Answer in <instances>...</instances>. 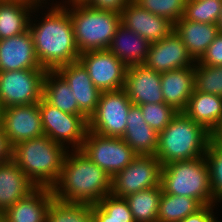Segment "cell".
<instances>
[{
  "label": "cell",
  "mask_w": 222,
  "mask_h": 222,
  "mask_svg": "<svg viewBox=\"0 0 222 222\" xmlns=\"http://www.w3.org/2000/svg\"><path fill=\"white\" fill-rule=\"evenodd\" d=\"M211 182L213 200L215 204L222 203V147L212 139L208 144L204 155Z\"/></svg>",
  "instance_id": "obj_34"
},
{
  "label": "cell",
  "mask_w": 222,
  "mask_h": 222,
  "mask_svg": "<svg viewBox=\"0 0 222 222\" xmlns=\"http://www.w3.org/2000/svg\"><path fill=\"white\" fill-rule=\"evenodd\" d=\"M161 185L132 193L125 198L135 222H158Z\"/></svg>",
  "instance_id": "obj_28"
},
{
  "label": "cell",
  "mask_w": 222,
  "mask_h": 222,
  "mask_svg": "<svg viewBox=\"0 0 222 222\" xmlns=\"http://www.w3.org/2000/svg\"><path fill=\"white\" fill-rule=\"evenodd\" d=\"M162 191L197 199L202 205L213 200L209 169L205 157L167 163L162 167Z\"/></svg>",
  "instance_id": "obj_6"
},
{
  "label": "cell",
  "mask_w": 222,
  "mask_h": 222,
  "mask_svg": "<svg viewBox=\"0 0 222 222\" xmlns=\"http://www.w3.org/2000/svg\"><path fill=\"white\" fill-rule=\"evenodd\" d=\"M146 123L156 132H161L178 113L166 103H147L139 105Z\"/></svg>",
  "instance_id": "obj_36"
},
{
  "label": "cell",
  "mask_w": 222,
  "mask_h": 222,
  "mask_svg": "<svg viewBox=\"0 0 222 222\" xmlns=\"http://www.w3.org/2000/svg\"><path fill=\"white\" fill-rule=\"evenodd\" d=\"M222 0H187L183 18L189 21L217 24Z\"/></svg>",
  "instance_id": "obj_32"
},
{
  "label": "cell",
  "mask_w": 222,
  "mask_h": 222,
  "mask_svg": "<svg viewBox=\"0 0 222 222\" xmlns=\"http://www.w3.org/2000/svg\"><path fill=\"white\" fill-rule=\"evenodd\" d=\"M43 68L36 57L30 31L0 40V72Z\"/></svg>",
  "instance_id": "obj_17"
},
{
  "label": "cell",
  "mask_w": 222,
  "mask_h": 222,
  "mask_svg": "<svg viewBox=\"0 0 222 222\" xmlns=\"http://www.w3.org/2000/svg\"><path fill=\"white\" fill-rule=\"evenodd\" d=\"M121 24L142 36L150 43L167 37L174 30L168 18L154 15L131 0L121 11Z\"/></svg>",
  "instance_id": "obj_15"
},
{
  "label": "cell",
  "mask_w": 222,
  "mask_h": 222,
  "mask_svg": "<svg viewBox=\"0 0 222 222\" xmlns=\"http://www.w3.org/2000/svg\"><path fill=\"white\" fill-rule=\"evenodd\" d=\"M194 90L222 96V66H209L196 61Z\"/></svg>",
  "instance_id": "obj_33"
},
{
  "label": "cell",
  "mask_w": 222,
  "mask_h": 222,
  "mask_svg": "<svg viewBox=\"0 0 222 222\" xmlns=\"http://www.w3.org/2000/svg\"><path fill=\"white\" fill-rule=\"evenodd\" d=\"M78 61L100 92L124 88L127 67L108 49L80 53Z\"/></svg>",
  "instance_id": "obj_12"
},
{
  "label": "cell",
  "mask_w": 222,
  "mask_h": 222,
  "mask_svg": "<svg viewBox=\"0 0 222 222\" xmlns=\"http://www.w3.org/2000/svg\"><path fill=\"white\" fill-rule=\"evenodd\" d=\"M212 140L219 146L222 147V122L218 128L212 133Z\"/></svg>",
  "instance_id": "obj_41"
},
{
  "label": "cell",
  "mask_w": 222,
  "mask_h": 222,
  "mask_svg": "<svg viewBox=\"0 0 222 222\" xmlns=\"http://www.w3.org/2000/svg\"><path fill=\"white\" fill-rule=\"evenodd\" d=\"M48 1L50 0H41L34 8L29 31L41 67L46 70H56L62 65L78 61L80 52L76 46L68 9L64 5L54 3V0L52 3ZM39 9L45 11L41 13V18L35 14L39 13Z\"/></svg>",
  "instance_id": "obj_1"
},
{
  "label": "cell",
  "mask_w": 222,
  "mask_h": 222,
  "mask_svg": "<svg viewBox=\"0 0 222 222\" xmlns=\"http://www.w3.org/2000/svg\"><path fill=\"white\" fill-rule=\"evenodd\" d=\"M217 26L219 29V33H222V9H221V13L219 15L218 21H217Z\"/></svg>",
  "instance_id": "obj_43"
},
{
  "label": "cell",
  "mask_w": 222,
  "mask_h": 222,
  "mask_svg": "<svg viewBox=\"0 0 222 222\" xmlns=\"http://www.w3.org/2000/svg\"><path fill=\"white\" fill-rule=\"evenodd\" d=\"M195 63L181 37L173 30L164 39L151 43L143 64L158 73H164L183 67H194Z\"/></svg>",
  "instance_id": "obj_14"
},
{
  "label": "cell",
  "mask_w": 222,
  "mask_h": 222,
  "mask_svg": "<svg viewBox=\"0 0 222 222\" xmlns=\"http://www.w3.org/2000/svg\"><path fill=\"white\" fill-rule=\"evenodd\" d=\"M203 205L194 198L167 194L162 191L158 222H180Z\"/></svg>",
  "instance_id": "obj_29"
},
{
  "label": "cell",
  "mask_w": 222,
  "mask_h": 222,
  "mask_svg": "<svg viewBox=\"0 0 222 222\" xmlns=\"http://www.w3.org/2000/svg\"><path fill=\"white\" fill-rule=\"evenodd\" d=\"M43 97L63 112L85 115L78 106L69 84L56 70H47L43 80Z\"/></svg>",
  "instance_id": "obj_27"
},
{
  "label": "cell",
  "mask_w": 222,
  "mask_h": 222,
  "mask_svg": "<svg viewBox=\"0 0 222 222\" xmlns=\"http://www.w3.org/2000/svg\"><path fill=\"white\" fill-rule=\"evenodd\" d=\"M12 150L13 147L8 141L2 126H0V163L12 160Z\"/></svg>",
  "instance_id": "obj_40"
},
{
  "label": "cell",
  "mask_w": 222,
  "mask_h": 222,
  "mask_svg": "<svg viewBox=\"0 0 222 222\" xmlns=\"http://www.w3.org/2000/svg\"><path fill=\"white\" fill-rule=\"evenodd\" d=\"M122 139L138 155H155L158 148V132L144 120L140 106L131 105Z\"/></svg>",
  "instance_id": "obj_23"
},
{
  "label": "cell",
  "mask_w": 222,
  "mask_h": 222,
  "mask_svg": "<svg viewBox=\"0 0 222 222\" xmlns=\"http://www.w3.org/2000/svg\"><path fill=\"white\" fill-rule=\"evenodd\" d=\"M198 62L203 65L222 66V33L216 36Z\"/></svg>",
  "instance_id": "obj_37"
},
{
  "label": "cell",
  "mask_w": 222,
  "mask_h": 222,
  "mask_svg": "<svg viewBox=\"0 0 222 222\" xmlns=\"http://www.w3.org/2000/svg\"><path fill=\"white\" fill-rule=\"evenodd\" d=\"M132 104L124 88L101 92L96 109L88 118V130L101 136L122 138Z\"/></svg>",
  "instance_id": "obj_8"
},
{
  "label": "cell",
  "mask_w": 222,
  "mask_h": 222,
  "mask_svg": "<svg viewBox=\"0 0 222 222\" xmlns=\"http://www.w3.org/2000/svg\"><path fill=\"white\" fill-rule=\"evenodd\" d=\"M64 1V2H63ZM85 0H62L61 2L56 1L57 3L61 4V5H66V4H70V3H76V2H84Z\"/></svg>",
  "instance_id": "obj_42"
},
{
  "label": "cell",
  "mask_w": 222,
  "mask_h": 222,
  "mask_svg": "<svg viewBox=\"0 0 222 222\" xmlns=\"http://www.w3.org/2000/svg\"><path fill=\"white\" fill-rule=\"evenodd\" d=\"M183 112L212 134L222 122V96L194 90Z\"/></svg>",
  "instance_id": "obj_26"
},
{
  "label": "cell",
  "mask_w": 222,
  "mask_h": 222,
  "mask_svg": "<svg viewBox=\"0 0 222 222\" xmlns=\"http://www.w3.org/2000/svg\"><path fill=\"white\" fill-rule=\"evenodd\" d=\"M215 208H217V205H203L199 210L188 215L180 222H215L218 218L214 212Z\"/></svg>",
  "instance_id": "obj_39"
},
{
  "label": "cell",
  "mask_w": 222,
  "mask_h": 222,
  "mask_svg": "<svg viewBox=\"0 0 222 222\" xmlns=\"http://www.w3.org/2000/svg\"><path fill=\"white\" fill-rule=\"evenodd\" d=\"M162 167L155 155H138L112 177L110 194L124 198L132 193L160 186Z\"/></svg>",
  "instance_id": "obj_11"
},
{
  "label": "cell",
  "mask_w": 222,
  "mask_h": 222,
  "mask_svg": "<svg viewBox=\"0 0 222 222\" xmlns=\"http://www.w3.org/2000/svg\"><path fill=\"white\" fill-rule=\"evenodd\" d=\"M53 199L51 188H36L26 198L10 206L0 217L5 222H46Z\"/></svg>",
  "instance_id": "obj_19"
},
{
  "label": "cell",
  "mask_w": 222,
  "mask_h": 222,
  "mask_svg": "<svg viewBox=\"0 0 222 222\" xmlns=\"http://www.w3.org/2000/svg\"><path fill=\"white\" fill-rule=\"evenodd\" d=\"M46 69L0 72V107L38 103L43 97Z\"/></svg>",
  "instance_id": "obj_10"
},
{
  "label": "cell",
  "mask_w": 222,
  "mask_h": 222,
  "mask_svg": "<svg viewBox=\"0 0 222 222\" xmlns=\"http://www.w3.org/2000/svg\"><path fill=\"white\" fill-rule=\"evenodd\" d=\"M164 103L183 112L194 91V67H183L161 73Z\"/></svg>",
  "instance_id": "obj_21"
},
{
  "label": "cell",
  "mask_w": 222,
  "mask_h": 222,
  "mask_svg": "<svg viewBox=\"0 0 222 222\" xmlns=\"http://www.w3.org/2000/svg\"><path fill=\"white\" fill-rule=\"evenodd\" d=\"M154 15L168 18L174 24L184 16L187 0H133Z\"/></svg>",
  "instance_id": "obj_35"
},
{
  "label": "cell",
  "mask_w": 222,
  "mask_h": 222,
  "mask_svg": "<svg viewBox=\"0 0 222 222\" xmlns=\"http://www.w3.org/2000/svg\"><path fill=\"white\" fill-rule=\"evenodd\" d=\"M1 107H0V126H1Z\"/></svg>",
  "instance_id": "obj_44"
},
{
  "label": "cell",
  "mask_w": 222,
  "mask_h": 222,
  "mask_svg": "<svg viewBox=\"0 0 222 222\" xmlns=\"http://www.w3.org/2000/svg\"><path fill=\"white\" fill-rule=\"evenodd\" d=\"M41 0H0V40L29 30L32 12Z\"/></svg>",
  "instance_id": "obj_24"
},
{
  "label": "cell",
  "mask_w": 222,
  "mask_h": 222,
  "mask_svg": "<svg viewBox=\"0 0 222 222\" xmlns=\"http://www.w3.org/2000/svg\"><path fill=\"white\" fill-rule=\"evenodd\" d=\"M212 134L202 125L178 112L172 121L158 133V148L155 156L162 163L190 160L203 157Z\"/></svg>",
  "instance_id": "obj_4"
},
{
  "label": "cell",
  "mask_w": 222,
  "mask_h": 222,
  "mask_svg": "<svg viewBox=\"0 0 222 222\" xmlns=\"http://www.w3.org/2000/svg\"><path fill=\"white\" fill-rule=\"evenodd\" d=\"M64 6L69 11L76 46L80 53L108 49L121 24L120 13L93 9L83 2Z\"/></svg>",
  "instance_id": "obj_5"
},
{
  "label": "cell",
  "mask_w": 222,
  "mask_h": 222,
  "mask_svg": "<svg viewBox=\"0 0 222 222\" xmlns=\"http://www.w3.org/2000/svg\"><path fill=\"white\" fill-rule=\"evenodd\" d=\"M151 43L131 29L120 24L108 50L126 67L143 64Z\"/></svg>",
  "instance_id": "obj_22"
},
{
  "label": "cell",
  "mask_w": 222,
  "mask_h": 222,
  "mask_svg": "<svg viewBox=\"0 0 222 222\" xmlns=\"http://www.w3.org/2000/svg\"><path fill=\"white\" fill-rule=\"evenodd\" d=\"M1 126L11 146L44 135L39 103L5 107Z\"/></svg>",
  "instance_id": "obj_13"
},
{
  "label": "cell",
  "mask_w": 222,
  "mask_h": 222,
  "mask_svg": "<svg viewBox=\"0 0 222 222\" xmlns=\"http://www.w3.org/2000/svg\"><path fill=\"white\" fill-rule=\"evenodd\" d=\"M93 222H135L125 198L105 196L92 205Z\"/></svg>",
  "instance_id": "obj_30"
},
{
  "label": "cell",
  "mask_w": 222,
  "mask_h": 222,
  "mask_svg": "<svg viewBox=\"0 0 222 222\" xmlns=\"http://www.w3.org/2000/svg\"><path fill=\"white\" fill-rule=\"evenodd\" d=\"M46 222H93L92 205L63 202L54 198L49 205Z\"/></svg>",
  "instance_id": "obj_31"
},
{
  "label": "cell",
  "mask_w": 222,
  "mask_h": 222,
  "mask_svg": "<svg viewBox=\"0 0 222 222\" xmlns=\"http://www.w3.org/2000/svg\"><path fill=\"white\" fill-rule=\"evenodd\" d=\"M112 178L80 149L68 150L54 198L69 203L97 204L111 192Z\"/></svg>",
  "instance_id": "obj_2"
},
{
  "label": "cell",
  "mask_w": 222,
  "mask_h": 222,
  "mask_svg": "<svg viewBox=\"0 0 222 222\" xmlns=\"http://www.w3.org/2000/svg\"><path fill=\"white\" fill-rule=\"evenodd\" d=\"M38 103L44 135L67 150L80 149L88 131V117L63 112L44 97Z\"/></svg>",
  "instance_id": "obj_7"
},
{
  "label": "cell",
  "mask_w": 222,
  "mask_h": 222,
  "mask_svg": "<svg viewBox=\"0 0 222 222\" xmlns=\"http://www.w3.org/2000/svg\"><path fill=\"white\" fill-rule=\"evenodd\" d=\"M130 1L131 0H85L83 3L93 9L108 10L121 13L123 8Z\"/></svg>",
  "instance_id": "obj_38"
},
{
  "label": "cell",
  "mask_w": 222,
  "mask_h": 222,
  "mask_svg": "<svg viewBox=\"0 0 222 222\" xmlns=\"http://www.w3.org/2000/svg\"><path fill=\"white\" fill-rule=\"evenodd\" d=\"M56 71L67 81L79 109L89 118L96 109L101 92L92 83L87 70L76 61L62 65Z\"/></svg>",
  "instance_id": "obj_18"
},
{
  "label": "cell",
  "mask_w": 222,
  "mask_h": 222,
  "mask_svg": "<svg viewBox=\"0 0 222 222\" xmlns=\"http://www.w3.org/2000/svg\"><path fill=\"white\" fill-rule=\"evenodd\" d=\"M174 31L181 37L189 54L198 61L219 34L217 24L201 23L180 18Z\"/></svg>",
  "instance_id": "obj_25"
},
{
  "label": "cell",
  "mask_w": 222,
  "mask_h": 222,
  "mask_svg": "<svg viewBox=\"0 0 222 222\" xmlns=\"http://www.w3.org/2000/svg\"><path fill=\"white\" fill-rule=\"evenodd\" d=\"M36 188L13 160L0 163V215Z\"/></svg>",
  "instance_id": "obj_20"
},
{
  "label": "cell",
  "mask_w": 222,
  "mask_h": 222,
  "mask_svg": "<svg viewBox=\"0 0 222 222\" xmlns=\"http://www.w3.org/2000/svg\"><path fill=\"white\" fill-rule=\"evenodd\" d=\"M67 149L47 135L13 146L12 160L37 188H53L58 182Z\"/></svg>",
  "instance_id": "obj_3"
},
{
  "label": "cell",
  "mask_w": 222,
  "mask_h": 222,
  "mask_svg": "<svg viewBox=\"0 0 222 222\" xmlns=\"http://www.w3.org/2000/svg\"><path fill=\"white\" fill-rule=\"evenodd\" d=\"M80 150L111 178L138 154L120 137H106L87 131Z\"/></svg>",
  "instance_id": "obj_9"
},
{
  "label": "cell",
  "mask_w": 222,
  "mask_h": 222,
  "mask_svg": "<svg viewBox=\"0 0 222 222\" xmlns=\"http://www.w3.org/2000/svg\"><path fill=\"white\" fill-rule=\"evenodd\" d=\"M124 90L134 105L164 103L161 73L144 64L127 67Z\"/></svg>",
  "instance_id": "obj_16"
}]
</instances>
